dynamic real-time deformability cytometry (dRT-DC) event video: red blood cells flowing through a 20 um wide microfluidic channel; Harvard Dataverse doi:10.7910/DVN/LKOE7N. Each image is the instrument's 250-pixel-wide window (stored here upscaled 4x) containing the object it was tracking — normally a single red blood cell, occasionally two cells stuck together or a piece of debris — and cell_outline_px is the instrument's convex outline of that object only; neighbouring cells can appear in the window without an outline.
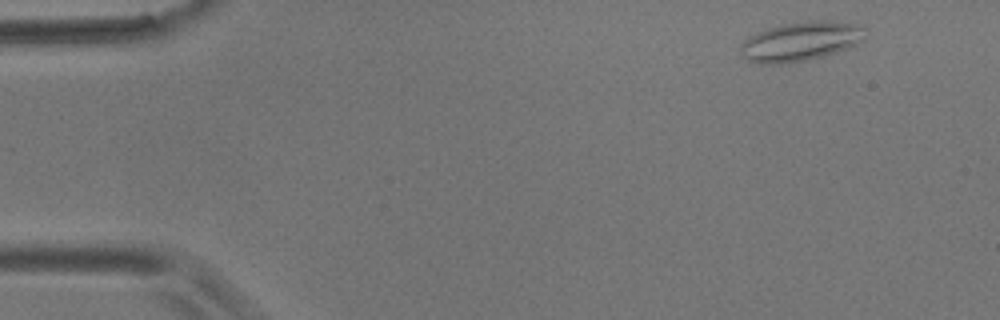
{"species": "common noctule bat (a hibernating species)", "species_latin": "Nyctalus noctula", "temperature_condition": "room temperature", "stored_images_in_passage": 3, "camera_frame_rate_fps": 3000, "um_per_image_px": 0.085, "animal": {"sex": "male", "body_mass_g": 17.9}, "frame": {"image": 1, "passage_image": 1, "time_ms": 0.0, "image_size_px": [1000, 320], "cell_outline_px": [[864, 40], [848, 48], [836, 52], [804, 60], [780, 64], [760, 64], [748, 60], [740, 52], [740, 44], [744, 40], [756, 32], [768, 28], [784, 24], [812, 20], [824, 20], [864, 24]], "centroid_in_image_um": [68.06, 3.5], "position_along_channel_um": 16.9, "area_um2": 28.5}}